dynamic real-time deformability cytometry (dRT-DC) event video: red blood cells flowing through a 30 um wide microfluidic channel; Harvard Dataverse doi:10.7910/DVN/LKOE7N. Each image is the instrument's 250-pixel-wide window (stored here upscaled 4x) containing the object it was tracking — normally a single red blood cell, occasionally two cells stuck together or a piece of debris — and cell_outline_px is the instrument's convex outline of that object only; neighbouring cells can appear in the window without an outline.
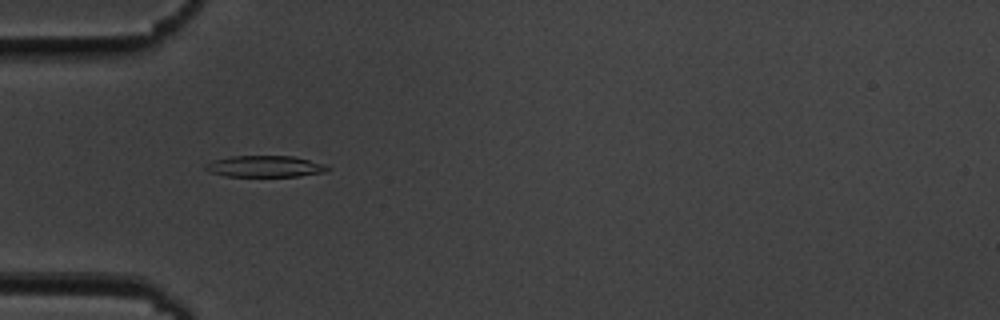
{"species": "common noctule bat (a hibernating species)", "species_latin": "Nyctalus noctula", "temperature_condition": "cold", "stored_images_in_passage": 37, "segment_of_instrument_passage": [1, 2], "camera_frame_rate_fps": 3000, "um_per_image_px": 0.085, "animal": {"sex": "male", "body_mass_g": 19.5, "forearm_length_mm": 54.6}, "frame": {"image": 1, "passage_image": 2, "time_ms": 0.333, "image_size_px": [1000, 320], "cell_outline_px": [[332, 168], [324, 172], [296, 176], [224, 176], [208, 172], [204, 168], [204, 164], [212, 160], [232, 156], [292, 156], [324, 164]], "centroid_in_image_um": [22.46, 14.14], "position_along_channel_um": 62.5, "area_um2": 15.2}}
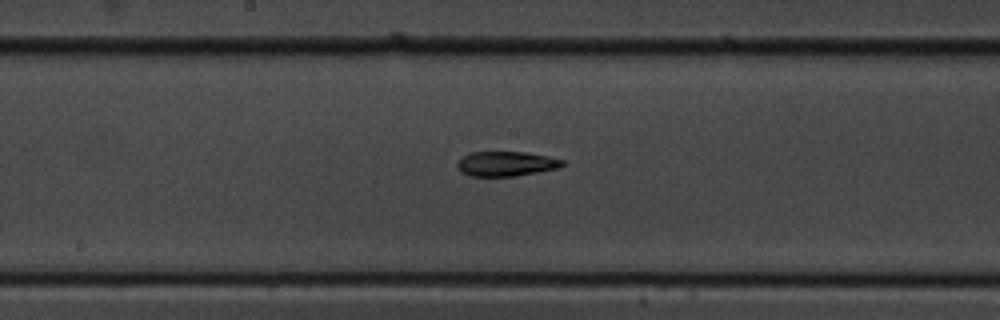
{"frame": {"image": 2, "passage_image": 14, "time_ms": 4.333, "image_size_px": [1000, 320], "cell_outline_px": [[564, 164], [560, 168], [516, 176], [468, 176], [460, 172], [456, 168], [456, 164], [468, 152], [524, 152], [548, 156], [564, 160]], "centroid_in_image_um": [43.0, 13.93], "position_along_channel_um": 205.2, "area_um2": 15.32}}
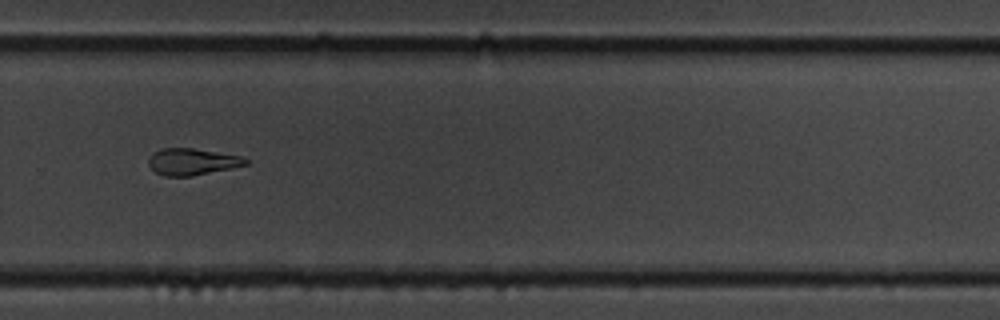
{"frame": {"image": 3, "passage_image": 23, "time_ms": 7.333, "image_size_px": [1000, 320], "cell_outline_px": [[248, 164], [232, 168], [192, 176], [164, 176], [156, 172], [148, 164], [148, 160], [152, 152], [160, 148], [192, 148], [240, 156], [248, 160]], "centroid_in_image_um": [16.3, 13.74], "position_along_channel_um": 313.5, "area_um2": 15.03}}